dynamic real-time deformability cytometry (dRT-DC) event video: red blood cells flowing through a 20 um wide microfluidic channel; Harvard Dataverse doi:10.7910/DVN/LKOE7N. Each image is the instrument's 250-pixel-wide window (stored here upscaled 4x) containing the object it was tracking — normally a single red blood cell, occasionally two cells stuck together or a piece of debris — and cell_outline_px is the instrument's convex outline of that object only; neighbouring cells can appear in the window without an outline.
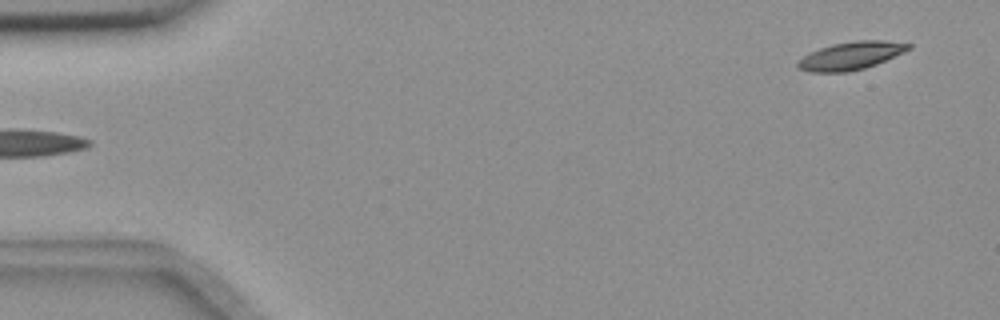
{"species": "common noctule bat (a hibernating species)", "species_latin": "Nyctalus noctula", "temperature_condition": "room temperature", "stored_images_in_passage": 4, "camera_frame_rate_fps": 3000, "um_per_image_px": 0.085, "animal": {"sex": "female", "body_mass_g": 18.4}, "frame": {"image": 1, "passage_image": 4, "time_ms": 1.0, "image_size_px": [1000, 320], "cell_outline_px": [[912, 48], [904, 52], [876, 64], [864, 68], [848, 72], [808, 72], [796, 68], [796, 64], [804, 56], [820, 48], [832, 44], [856, 40], [884, 40], [912, 44]], "centroid_in_image_um": [72.33, 4.74], "position_along_channel_um": 12.7, "area_um2": 17.98}}